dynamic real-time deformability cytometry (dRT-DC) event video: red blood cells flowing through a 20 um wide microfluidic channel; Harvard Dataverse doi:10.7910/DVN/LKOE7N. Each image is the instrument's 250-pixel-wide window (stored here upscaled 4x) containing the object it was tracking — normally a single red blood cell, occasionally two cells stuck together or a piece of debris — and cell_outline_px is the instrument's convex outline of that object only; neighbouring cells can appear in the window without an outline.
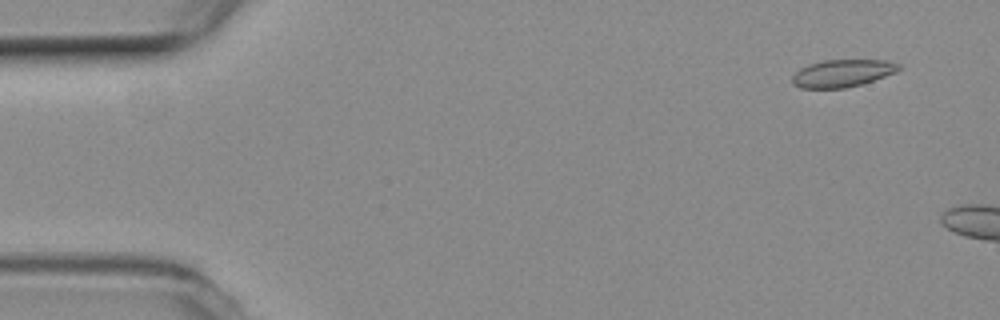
{"species": "common noctule bat (a hibernating species)", "species_latin": "Nyctalus noctula", "temperature_condition": "room temperature", "stored_images_in_passage": 11, "camera_frame_rate_fps": 3000, "um_per_image_px": 0.085, "animal": {"sex": "female", "body_mass_g": 19.3, "forearm_length_mm": 54.1}, "frame": {"image": 1, "passage_image": 4, "time_ms": 1.0, "image_size_px": [1000, 320], "cell_outline_px": [[900, 68], [896, 72], [860, 84], [844, 88], [800, 88], [792, 84], [792, 76], [800, 68], [808, 64], [824, 60], [888, 60], [900, 64]], "centroid_in_image_um": [71.57, 6.22], "position_along_channel_um": 13.4, "area_um2": 16.94}}